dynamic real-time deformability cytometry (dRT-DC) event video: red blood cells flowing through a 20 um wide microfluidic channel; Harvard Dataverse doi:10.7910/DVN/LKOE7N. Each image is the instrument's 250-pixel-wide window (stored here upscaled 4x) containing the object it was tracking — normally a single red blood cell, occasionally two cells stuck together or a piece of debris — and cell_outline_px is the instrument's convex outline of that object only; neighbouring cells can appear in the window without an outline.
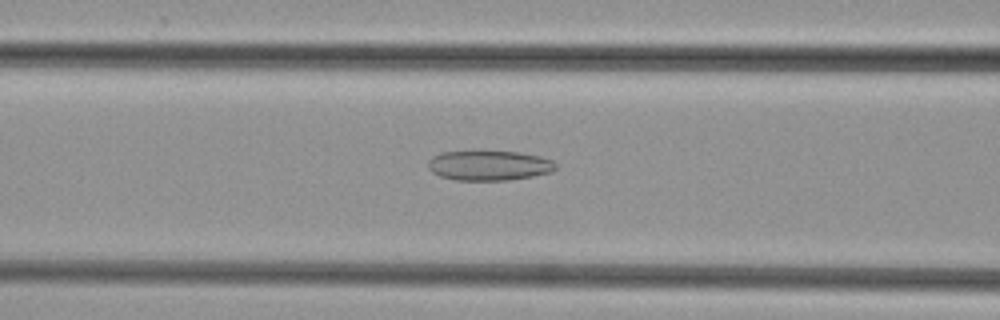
{"species": "common noctule bat (a hibernating species)", "species_latin": "Nyctalus noctula", "temperature_condition": "cold", "stored_images_in_passage": 39, "camera_frame_rate_fps": 3000, "um_per_image_px": 0.085, "animal": {"sex": "female", "body_mass_g": 29.2, "forearm_length_mm": 56.3}, "frame": {"image": 1, "passage_image": 10, "time_ms": 3.0, "image_size_px": [1000, 320], "cell_outline_px": [[556, 168], [552, 172], [532, 176], [508, 180], [456, 180], [440, 176], [432, 172], [428, 168], [428, 160], [432, 156], [440, 152], [476, 148], [520, 152], [540, 156], [552, 160], [556, 164]], "centroid_in_image_um": [41.52, 14.01], "position_along_channel_um": 125.1, "area_um2": 23.29}}
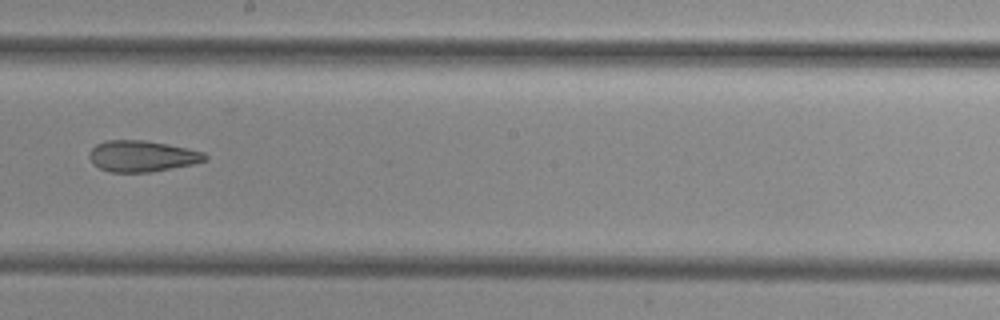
{"frame": {"image": 2, "passage_image": 18, "time_ms": 5.667, "image_size_px": [1000, 320], "cell_outline_px": [[208, 160], [192, 164], [148, 172], [108, 172], [92, 164], [88, 156], [88, 152], [96, 144], [104, 140], [144, 140], [168, 144], [188, 148], [204, 152], [208, 156]], "centroid_in_image_um": [12.04, 13.26], "position_along_channel_um": 236.2, "area_um2": 21.15}}
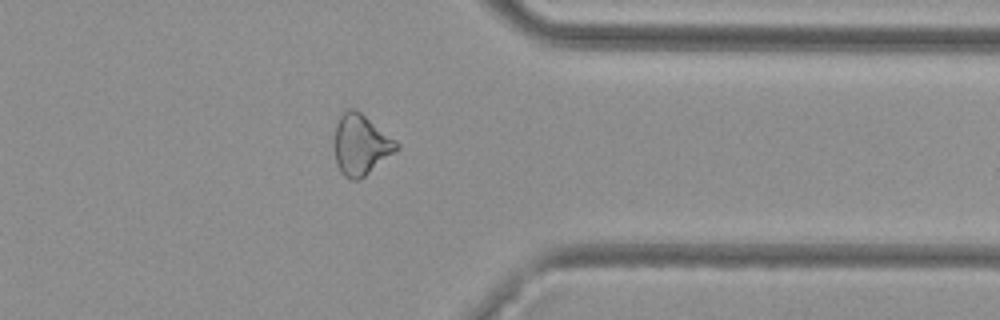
{"frame": {"image": 3, "passage_image": 29, "time_ms": 9.333, "image_size_px": [1000, 320], "cell_outline_px": [[400, 148], [396, 152], [364, 176], [356, 180], [352, 180], [344, 176], [340, 172], [336, 164], [336, 124], [340, 116], [348, 108], [352, 108], [360, 112], [396, 140], [400, 144]], "centroid_in_image_um": [30.7, 12.31], "position_along_channel_um": 380.7, "area_um2": 21.62}}